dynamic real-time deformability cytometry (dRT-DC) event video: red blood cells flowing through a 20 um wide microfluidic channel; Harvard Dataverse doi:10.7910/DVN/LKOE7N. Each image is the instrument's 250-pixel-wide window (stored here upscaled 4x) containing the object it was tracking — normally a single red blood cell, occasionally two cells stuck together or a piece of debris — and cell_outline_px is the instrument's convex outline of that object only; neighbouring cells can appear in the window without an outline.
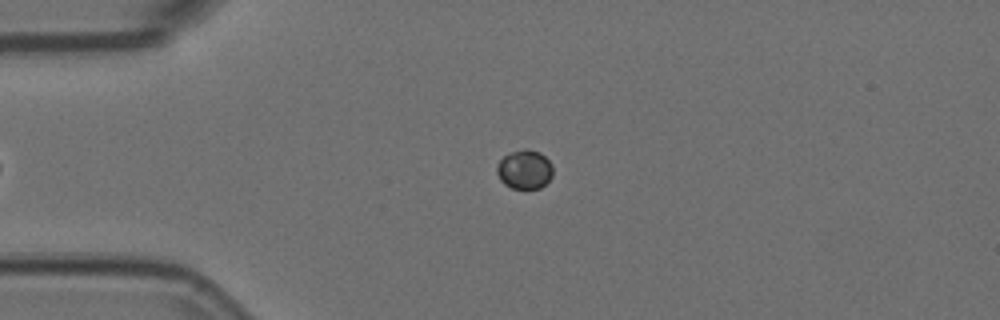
{"species": "Egyptian fruit bat (a non-hibernating species)", "species_latin": "Rousettus aegyptiacus", "temperature_condition": "room temperature", "stored_images_in_passage": 44, "camera_frame_rate_fps": 3000, "um_per_image_px": 0.085, "animal": {"sex": "female"}, "frame": {"image": 1, "passage_image": 8, "time_ms": 2.333, "image_size_px": [1000, 320], "cell_outline_px": [[552, 176], [540, 188], [512, 188], [504, 184], [500, 180], [496, 172], [496, 168], [500, 160], [504, 156], [512, 152], [524, 148], [528, 148], [540, 152], [552, 164]], "centroid_in_image_um": [44.58, 14.39], "position_along_channel_um": 40.4, "area_um2": 12.72}}
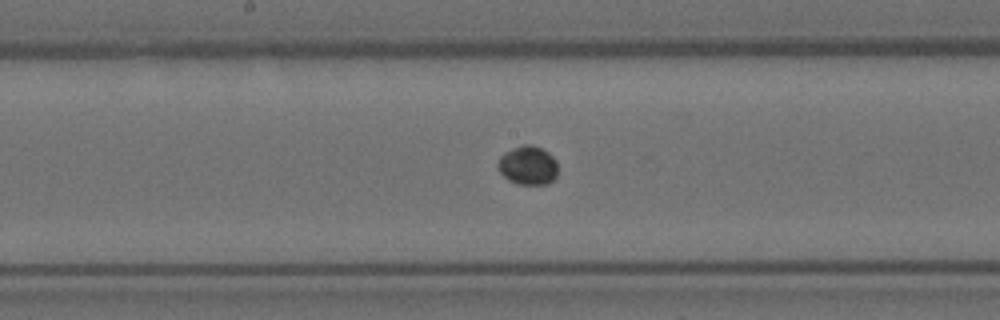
{"frame": {"image": 2, "passage_image": 23, "time_ms": 7.333, "image_size_px": [1000, 320], "cell_outline_px": [[556, 176], [548, 184], [516, 184], [508, 180], [500, 172], [496, 164], [500, 156], [512, 148], [524, 144], [532, 144], [548, 152], [556, 160]], "centroid_in_image_um": [44.85, 14.05], "position_along_channel_um": 203.4, "area_um2": 13.58}}
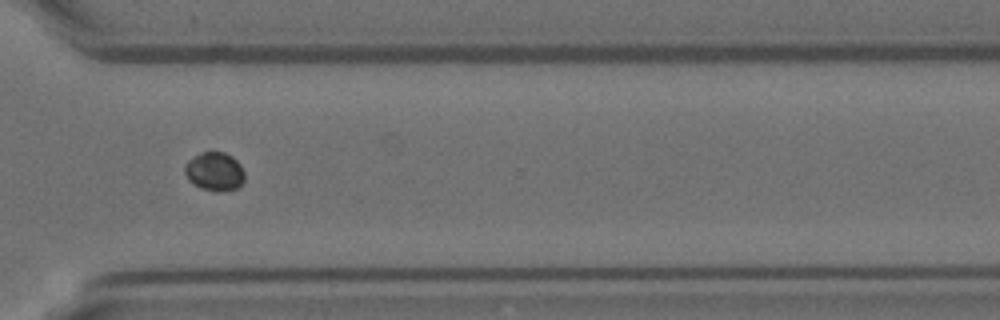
{"frame": {"image": 3, "passage_image": 35, "time_ms": 11.333, "image_size_px": [1000, 320], "cell_outline_px": [[244, 180], [236, 188], [200, 188], [188, 180], [184, 172], [184, 164], [188, 160], [200, 152], [224, 152], [232, 156], [240, 164], [244, 172]], "centroid_in_image_um": [18.2, 14.51], "position_along_channel_um": 352.4, "area_um2": 13.01}, "authors_computed_cell_mechanics": {"area_um2": 13.2362, "velocity_mm_per_s": 3.74, "shape_relaxation_time_tau1_ms": null, "shape_relaxation_time_tau2_ms": 3.9974, "deformation_change_tau1": null, "deformation_change_tau2": 0.0111}}